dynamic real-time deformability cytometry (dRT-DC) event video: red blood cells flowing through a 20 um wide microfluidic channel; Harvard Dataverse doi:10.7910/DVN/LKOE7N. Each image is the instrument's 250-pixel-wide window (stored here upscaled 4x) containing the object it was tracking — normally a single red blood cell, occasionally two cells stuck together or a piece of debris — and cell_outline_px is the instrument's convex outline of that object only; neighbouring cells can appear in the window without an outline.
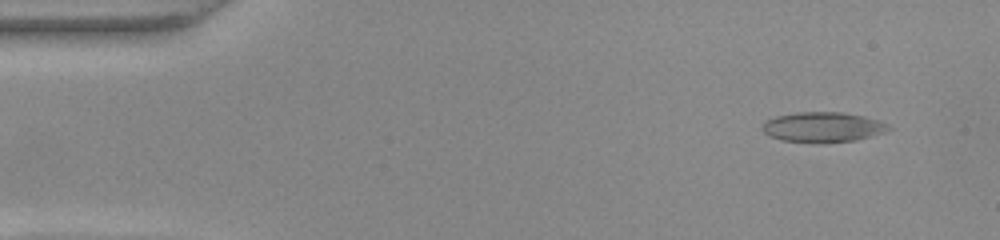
{"species": "common noctule bat (a hibernating species)", "species_latin": "Nyctalus noctula", "temperature_condition": "warm", "stored_images_in_passage": 52, "camera_frame_rate_fps": 3000, "um_per_image_px": 0.085, "animal": {"sex": "female", "body_mass_g": 22.0, "forearm_length_mm": 56.7}, "frame": {"image": 1, "passage_image": 4, "time_ms": 1.0, "image_size_px": [1000, 240], "cell_outline_px": [[892, 128], [884, 132], [856, 140], [824, 144], [780, 140], [768, 136], [764, 132], [764, 120], [776, 116], [796, 112], [844, 112], [864, 116], [880, 120], [888, 124]], "centroid_in_image_um": [69.95, 10.81], "position_along_channel_um": 15.1, "area_um2": 22.48}}
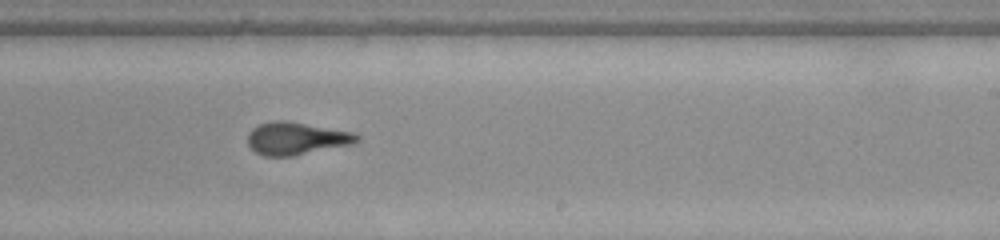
{"frame": {"image": 2, "passage_image": 31, "time_ms": 10.0, "image_size_px": [1000, 240], "cell_outline_px": [[360, 140], [356, 144], [292, 156], [264, 156], [256, 152], [248, 144], [248, 132], [252, 128], [260, 124], [272, 120], [288, 120], [352, 132], [360, 136]], "centroid_in_image_um": [25.22, 11.76], "position_along_channel_um": 263.8, "area_um2": 20.98}}
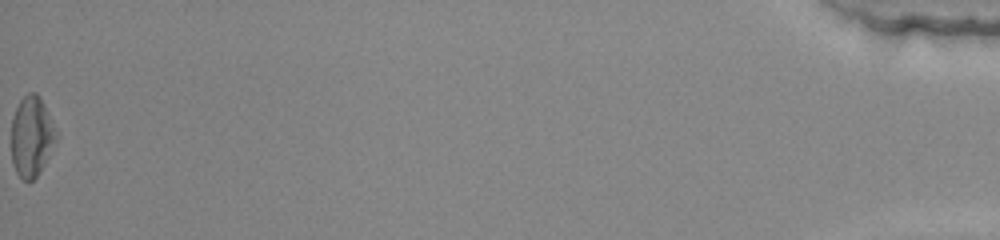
{"frame": {"image": 3, "passage_image": 52, "time_ms": 17.0, "image_size_px": [1000, 240], "cell_outline_px": [[60, 136], [36, 176], [28, 184], [16, 172], [12, 164], [12, 116], [20, 100], [28, 92], [36, 92], [40, 96]], "centroid_in_image_um": [2.7, 11.58], "position_along_channel_um": 432.5, "area_um2": 21.15}, "authors_computed_cell_mechanics": {"area_um2": 20.9525, "velocity_mm_per_s": 3.9148, "shape_relaxation_time_tau1_ms": null, "shape_relaxation_time_tau2_ms": 1.6381, "deformation_change_tau1": null, "deformation_change_tau2": 0.0945}}